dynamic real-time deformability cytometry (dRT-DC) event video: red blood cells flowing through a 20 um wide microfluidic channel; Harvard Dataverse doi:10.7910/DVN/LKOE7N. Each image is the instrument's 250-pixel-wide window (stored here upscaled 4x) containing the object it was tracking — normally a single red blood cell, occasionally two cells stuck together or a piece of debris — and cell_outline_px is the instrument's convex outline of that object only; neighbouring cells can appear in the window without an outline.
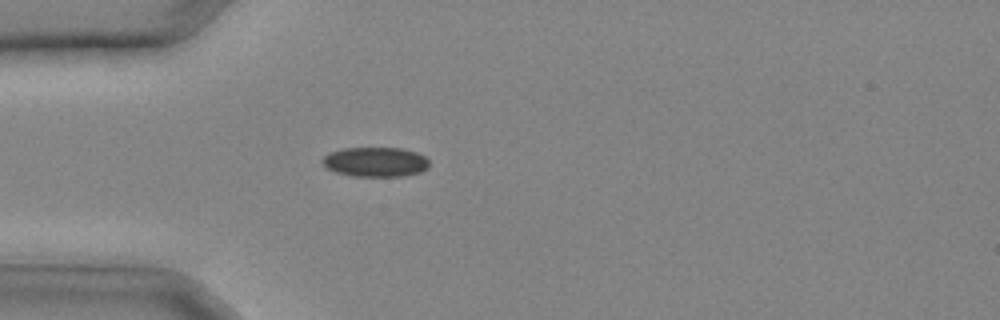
{"species": "common noctule bat (a hibernating species)", "species_latin": "Nyctalus noctula", "temperature_condition": "cold", "stored_images_in_passage": 32, "camera_frame_rate_fps": 3000, "um_per_image_px": 0.085, "animal": {"sex": "male", "body_mass_g": 20.4}, "frame": {"image": 1, "passage_image": 10, "time_ms": 3.0, "image_size_px": [1000, 320], "cell_outline_px": [[428, 168], [420, 172], [404, 176], [352, 176], [336, 172], [328, 168], [320, 160], [324, 156], [332, 152], [344, 148], [400, 148], [416, 152], [424, 156], [428, 160]], "centroid_in_image_um": [31.92, 13.77], "position_along_channel_um": 53.1, "area_um2": 18.32}}
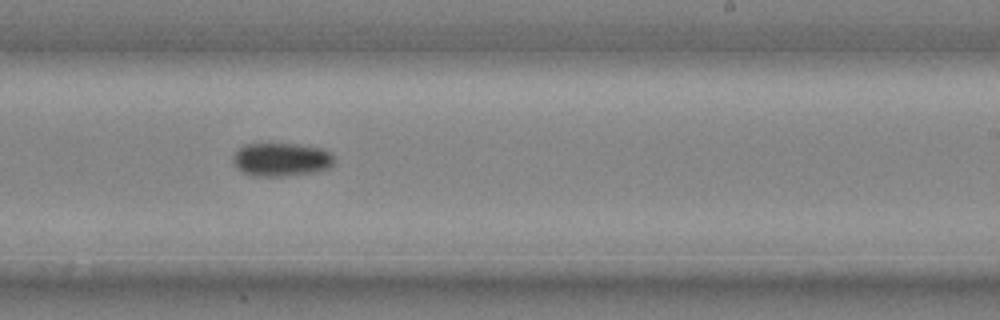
{"frame": {"image": 2, "passage_image": 21, "time_ms": 6.667, "image_size_px": [1000, 320], "cell_outline_px": [[336, 160], [328, 168], [312, 172], [288, 176], [252, 176], [240, 172], [236, 168], [232, 160], [236, 152], [244, 144], [296, 144], [320, 148], [332, 152]], "centroid_in_image_um": [23.9, 13.57], "position_along_channel_um": 265.1, "area_um2": 19.83}}
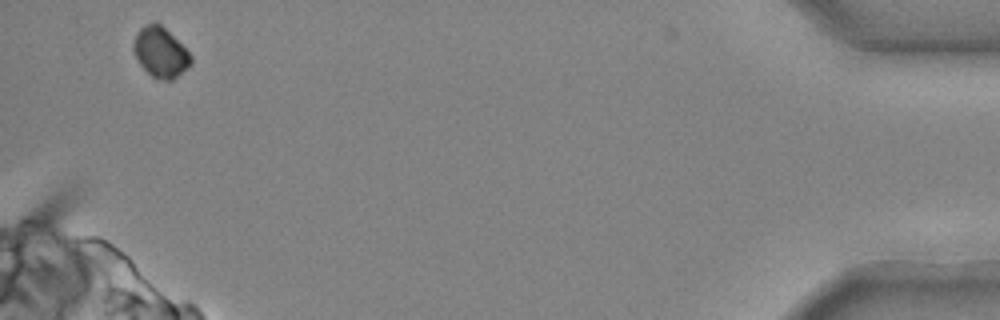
{"frame": {"image": 3, "passage_image": 32, "time_ms": 10.333, "image_size_px": [1000, 320], "cell_outline_px": [[192, 64], [172, 80], [164, 80], [152, 76], [140, 64], [132, 48], [132, 44], [136, 32], [140, 28], [148, 24], [160, 24], [192, 56]], "centroid_in_image_um": [13.62, 4.46], "position_along_channel_um": 421.6, "area_um2": 16.3}}